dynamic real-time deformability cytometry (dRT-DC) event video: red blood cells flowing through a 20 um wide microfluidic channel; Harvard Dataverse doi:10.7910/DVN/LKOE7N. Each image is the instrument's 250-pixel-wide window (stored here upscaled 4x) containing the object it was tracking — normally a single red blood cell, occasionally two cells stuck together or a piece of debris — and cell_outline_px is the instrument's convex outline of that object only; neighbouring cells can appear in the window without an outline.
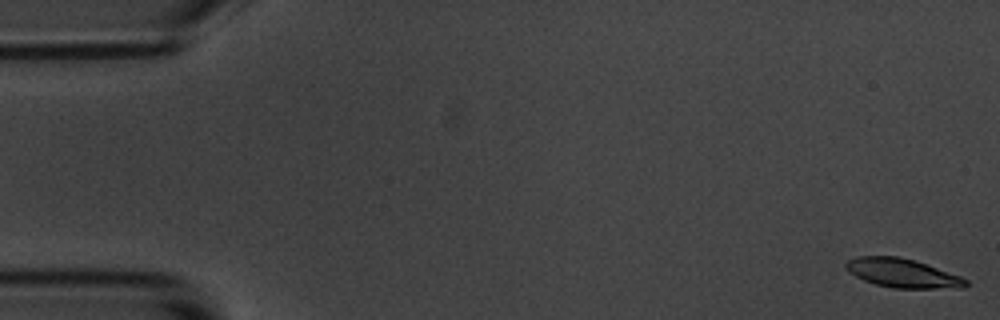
{"species": "common noctule bat (a hibernating species)", "species_latin": "Nyctalus noctula", "temperature_condition": "room temperature", "stored_images_in_passage": 6, "camera_frame_rate_fps": 3000, "um_per_image_px": 0.085, "animal": {"sex": "male", "body_mass_g": 20.1, "forearm_length_mm": 53.5}, "frame": {"image": 1, "passage_image": 1, "time_ms": 0.0, "image_size_px": [1000, 320], "cell_outline_px": [[968, 284], [964, 288], [892, 288], [876, 284], [864, 280], [848, 272], [844, 268], [844, 264], [848, 260], [856, 256], [900, 256], [916, 260], [960, 276], [968, 280]], "centroid_in_image_um": [76.69, 23.2], "position_along_channel_um": 8.3, "area_um2": 20.35}}